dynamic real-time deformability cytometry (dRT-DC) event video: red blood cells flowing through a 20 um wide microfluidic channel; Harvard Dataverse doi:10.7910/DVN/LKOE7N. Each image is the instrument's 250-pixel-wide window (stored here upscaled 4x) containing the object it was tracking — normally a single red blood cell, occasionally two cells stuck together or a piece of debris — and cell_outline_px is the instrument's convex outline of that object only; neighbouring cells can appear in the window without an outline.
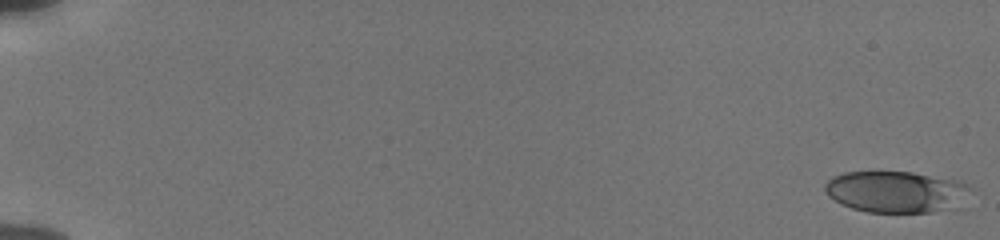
{"species": "human", "species_latin": "Homo sapiens", "temperature_condition": "cold", "stored_images_in_passage": 15, "camera_frame_rate_fps": 3000, "um_per_image_px": 0.085, "donor": {"sex": "male"}, "frame": {"image": 1, "passage_image": 1, "time_ms": 0.0, "image_size_px": [1000, 240], "cell_outline_px": [[972, 188], [960, 208], [932, 212], [868, 212], [852, 208], [840, 204], [828, 196], [824, 192], [824, 184], [832, 176], [844, 172], [912, 172], [960, 180], [968, 184]], "centroid_in_image_um": [76.21, 16.3], "position_along_channel_um": 8.8, "area_um2": 35.84}}